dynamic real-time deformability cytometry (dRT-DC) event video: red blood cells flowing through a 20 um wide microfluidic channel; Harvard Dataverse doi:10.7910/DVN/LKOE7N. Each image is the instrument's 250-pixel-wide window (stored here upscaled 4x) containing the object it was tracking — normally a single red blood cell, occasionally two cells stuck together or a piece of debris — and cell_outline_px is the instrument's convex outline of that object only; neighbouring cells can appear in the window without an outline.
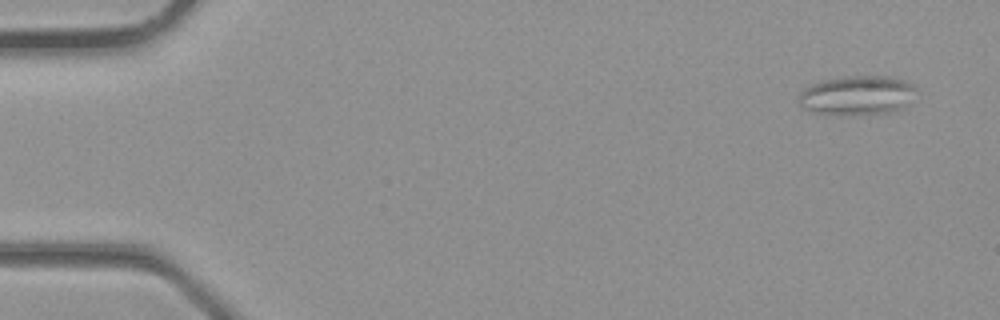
{"species": "common noctule bat (a hibernating species)", "species_latin": "Nyctalus noctula", "temperature_condition": "room temperature", "stored_images_in_passage": 3, "camera_frame_rate_fps": 3000, "um_per_image_px": 0.085, "animal": {"sex": "male", "body_mass_g": 23.1, "forearm_length_mm": 52.7}, "frame": {"image": 1, "passage_image": 1, "time_ms": 0.0, "image_size_px": [1000, 320], "cell_outline_px": [[916, 88], [904, 108], [888, 112], [856, 116], [848, 116], [816, 112], [804, 108], [800, 104], [800, 92], [804, 88], [812, 84], [824, 80], [848, 76], [892, 76], [904, 80], [912, 84]], "centroid_in_image_um": [72.86, 8.11], "position_along_channel_um": 12.1, "area_um2": 26.88}}